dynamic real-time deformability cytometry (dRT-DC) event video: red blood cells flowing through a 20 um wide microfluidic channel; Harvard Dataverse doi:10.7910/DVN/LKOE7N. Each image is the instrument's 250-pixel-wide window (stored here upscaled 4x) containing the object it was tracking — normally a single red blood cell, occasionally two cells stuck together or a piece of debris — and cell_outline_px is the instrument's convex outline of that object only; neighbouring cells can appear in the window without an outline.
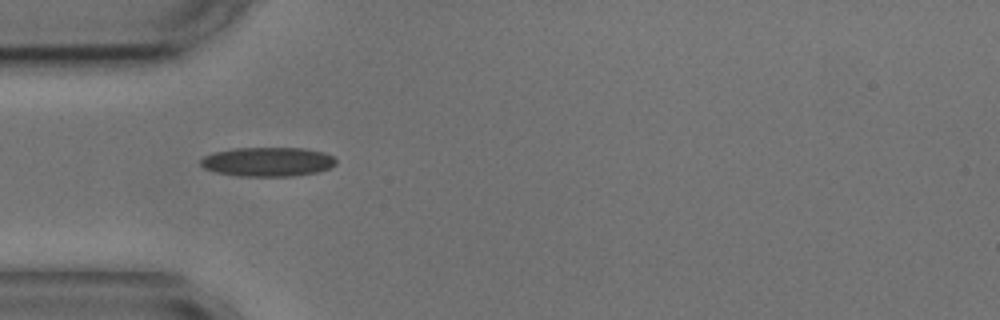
{"species": "common noctule bat (a hibernating species)", "species_latin": "Nyctalus noctula", "temperature_condition": "cold", "stored_images_in_passage": 5, "camera_frame_rate_fps": 3000, "um_per_image_px": 0.085, "animal": {"sex": "male", "body_mass_g": 17.9, "forearm_length_mm": 54.2}, "frame": {"image": 1, "passage_image": 4, "time_ms": 3.333, "image_size_px": [1000, 320], "cell_outline_px": [[336, 164], [328, 168], [316, 172], [292, 176], [236, 176], [216, 172], [204, 168], [200, 164], [200, 160], [204, 156], [212, 152], [232, 148], [304, 148], [324, 152], [332, 156], [336, 160]], "centroid_in_image_um": [22.72, 13.74], "position_along_channel_um": 62.3, "area_um2": 23.12}}